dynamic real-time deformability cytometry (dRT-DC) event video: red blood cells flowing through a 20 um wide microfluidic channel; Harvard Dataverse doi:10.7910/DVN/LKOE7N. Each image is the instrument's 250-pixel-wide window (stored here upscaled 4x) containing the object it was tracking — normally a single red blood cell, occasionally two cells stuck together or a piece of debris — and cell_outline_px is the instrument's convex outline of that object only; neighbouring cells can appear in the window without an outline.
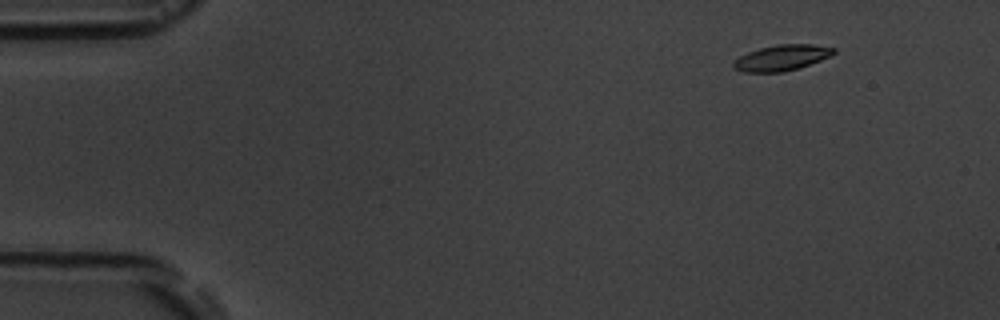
{"species": "common noctule bat (a hibernating species)", "species_latin": "Nyctalus noctula", "temperature_condition": "room temperature", "stored_images_in_passage": 15, "camera_frame_rate_fps": 3000, "um_per_image_px": 0.085, "animal": {"sex": "male", "body_mass_g": 19.5, "forearm_length_mm": 54.6}, "frame": {"image": 1, "passage_image": 2, "time_ms": 1.333, "image_size_px": [1000, 320], "cell_outline_px": [[836, 52], [832, 56], [784, 72], [744, 72], [732, 68], [732, 64], [740, 56], [748, 52], [760, 48], [776, 44], [816, 44], [836, 48]], "centroid_in_image_um": [66.46, 4.9], "position_along_channel_um": 18.5, "area_um2": 15.03}}
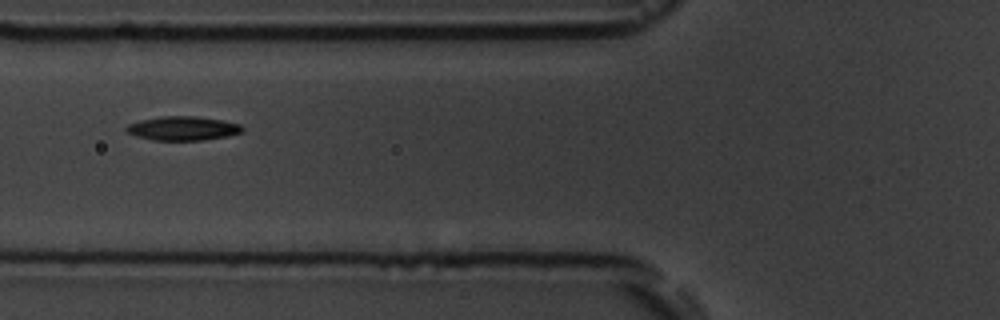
{"frame": {"image": 2, "passage_image": 6, "time_ms": 6.667, "image_size_px": [1000, 320], "cell_outline_px": [[244, 132], [228, 136], [204, 140], [152, 140], [136, 136], [124, 132], [124, 128], [128, 124], [140, 120], [160, 116], [196, 116], [224, 120], [240, 124], [244, 128]], "centroid_in_image_um": [15.54, 10.91], "position_along_channel_um": 110.3, "area_um2": 16.53}}
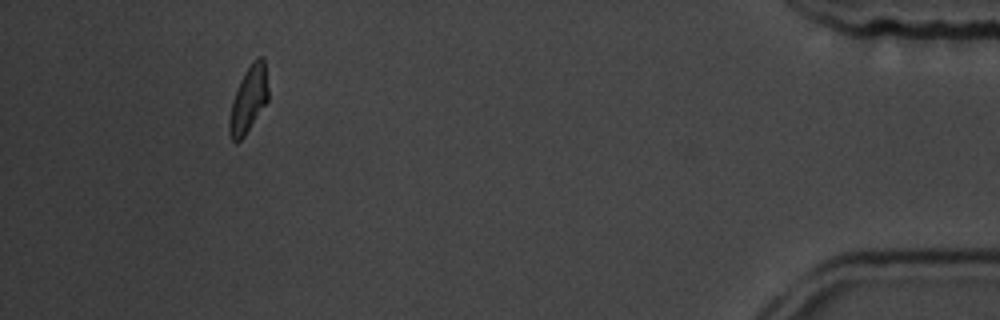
{"frame": {"image": 3, "passage_image": 14, "time_ms": 17.0, "image_size_px": [1000, 320], "cell_outline_px": [[268, 100], [244, 136], [236, 144], [232, 140], [228, 132], [228, 120], [232, 100], [236, 88], [244, 72], [252, 60], [256, 56], [264, 56], [268, 88]], "centroid_in_image_um": [21.11, 8.42], "position_along_channel_um": 414.1, "area_um2": 15.26}, "authors_computed_cell_mechanics": {"area_um2": 15.3748, "velocity_mm_per_s": 3.5786, "shape_relaxation_time_tau1_ms": 7.9297, "shape_relaxation_time_tau2_ms": 7.9518, "deformation_change_tau1": 0.1878, "deformation_change_tau2": 0.1331}}